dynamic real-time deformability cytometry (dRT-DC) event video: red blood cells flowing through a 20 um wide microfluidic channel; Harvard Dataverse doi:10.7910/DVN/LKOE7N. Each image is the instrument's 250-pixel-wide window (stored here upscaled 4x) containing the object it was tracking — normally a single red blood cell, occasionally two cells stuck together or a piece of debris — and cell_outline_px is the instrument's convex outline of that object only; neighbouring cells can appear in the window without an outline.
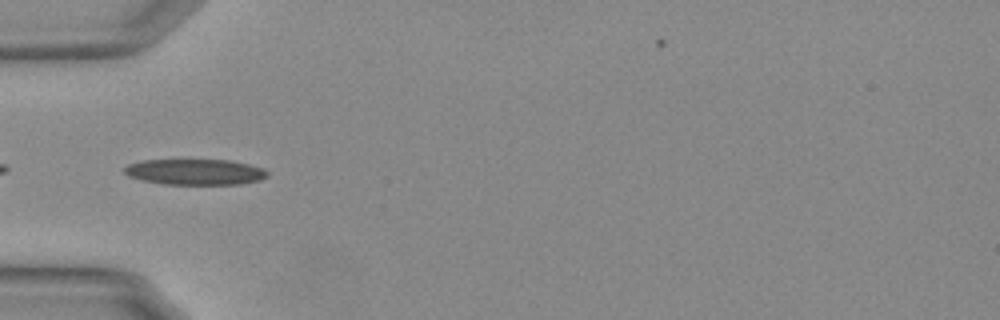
{"species": "Egyptian fruit bat (a non-hibernating species)", "species_latin": "Rousettus aegyptiacus", "temperature_condition": "warm", "stored_images_in_passage": 22, "camera_frame_rate_fps": 3000, "um_per_image_px": 0.085, "animal": {"sex": "female"}, "frame": {"image": 1, "passage_image": 1, "time_ms": 0.0, "image_size_px": [1000, 320], "cell_outline_px": [[268, 176], [260, 180], [240, 184], [164, 184], [144, 180], [128, 176], [124, 172], [124, 168], [128, 164], [144, 160], [228, 160], [248, 164], [264, 168], [268, 172]], "centroid_in_image_um": [16.61, 14.61], "position_along_channel_um": 68.4, "area_um2": 21.39}}
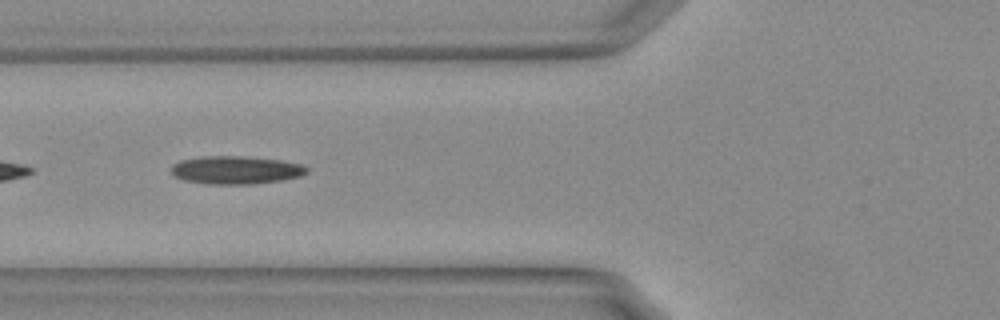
{"frame": {"image": 2, "passage_image": 4, "time_ms": 1.0, "image_size_px": [1000, 320], "cell_outline_px": [[308, 172], [300, 176], [280, 180], [252, 184], [208, 184], [184, 180], [176, 176], [172, 172], [172, 164], [180, 160], [200, 156], [244, 156], [280, 160], [300, 164], [308, 168]], "centroid_in_image_um": [20.03, 14.44], "position_along_channel_um": 105.8, "area_um2": 22.08}}